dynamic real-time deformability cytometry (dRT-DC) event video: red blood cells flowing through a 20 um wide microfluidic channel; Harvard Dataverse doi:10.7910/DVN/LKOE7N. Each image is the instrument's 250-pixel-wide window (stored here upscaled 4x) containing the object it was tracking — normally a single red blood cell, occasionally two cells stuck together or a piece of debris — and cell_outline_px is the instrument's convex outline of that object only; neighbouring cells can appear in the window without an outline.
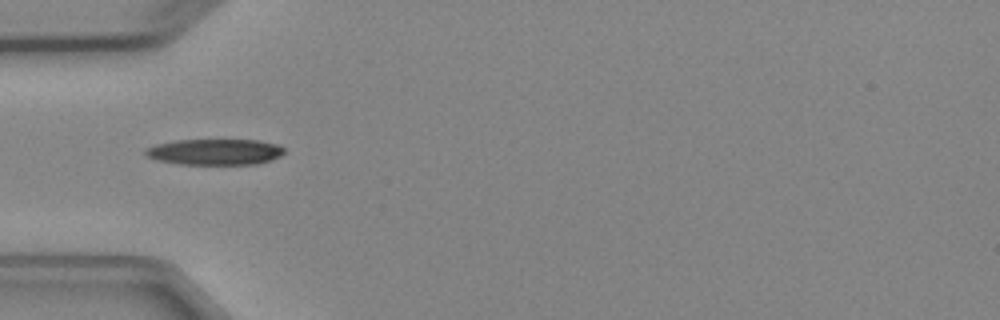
{"species": "Egyptian fruit bat (a non-hibernating species)", "species_latin": "Rousettus aegyptiacus", "temperature_condition": "cold", "stored_images_in_passage": 4, "camera_frame_rate_fps": 3000, "um_per_image_px": 0.085, "animal": {"sex": "female"}, "frame": {"image": 1, "passage_image": 1, "time_ms": 0.0, "image_size_px": [1000, 320], "cell_outline_px": [[284, 152], [280, 156], [272, 160], [256, 164], [180, 164], [156, 160], [144, 156], [144, 148], [156, 144], [176, 140], [256, 140], [280, 144], [284, 148]], "centroid_in_image_um": [18.25, 12.91], "position_along_channel_um": 66.8, "area_um2": 21.21}}